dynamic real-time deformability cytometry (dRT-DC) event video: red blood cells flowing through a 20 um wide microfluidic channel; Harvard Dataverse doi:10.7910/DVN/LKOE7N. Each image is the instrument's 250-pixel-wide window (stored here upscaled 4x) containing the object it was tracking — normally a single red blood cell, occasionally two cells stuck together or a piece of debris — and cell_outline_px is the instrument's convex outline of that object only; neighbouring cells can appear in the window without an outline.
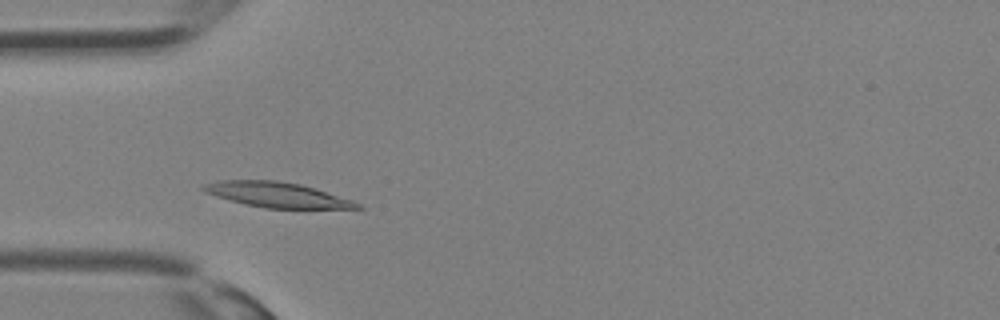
{"species": "Egyptian fruit bat (a non-hibernating species)", "species_latin": "Rousettus aegyptiacus", "temperature_condition": "room temperature", "stored_images_in_passage": 29, "camera_frame_rate_fps": 3000, "um_per_image_px": 0.085, "animal": {"sex": "female"}, "frame": {"image": 1, "passage_image": 6, "time_ms": 1.667, "image_size_px": [1000, 320], "cell_outline_px": [[364, 208], [264, 208], [244, 204], [216, 196], [204, 192], [200, 188], [204, 184], [220, 180], [276, 180], [300, 184], [316, 188], [352, 200], [360, 204]], "centroid_in_image_um": [23.52, 16.55], "position_along_channel_um": 61.5, "area_um2": 22.43}}
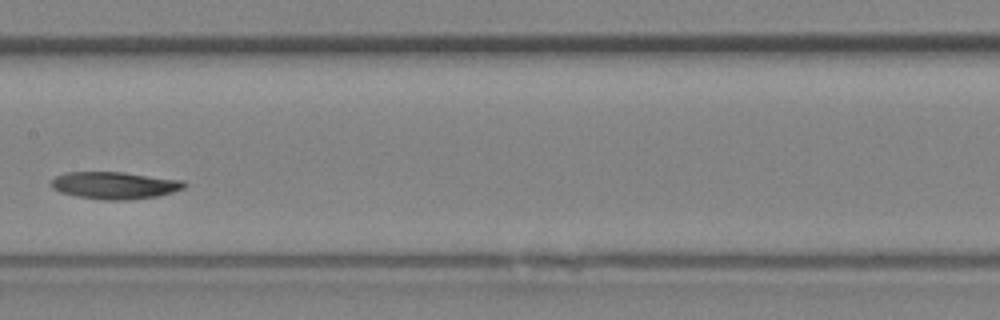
{"frame": {"image": 2, "passage_image": 13, "time_ms": 4.0, "image_size_px": [1000, 320], "cell_outline_px": [[188, 184], [184, 188], [172, 192], [156, 196], [128, 200], [100, 200], [76, 196], [60, 192], [52, 188], [48, 184], [56, 176], [64, 172], [124, 172], [184, 180]], "centroid_in_image_um": [9.73, 15.75], "position_along_channel_um": 197.7, "area_um2": 21.33}}
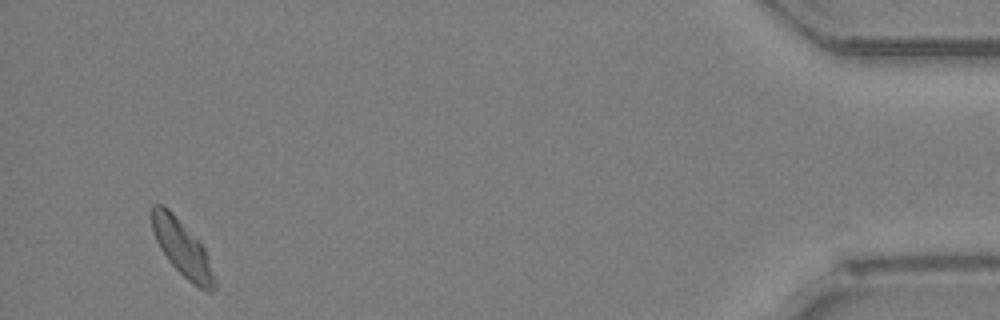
{"frame": {"image": 3, "passage_image": 28, "time_ms": 9.0, "image_size_px": [1000, 320], "cell_outline_px": [[216, 288], [212, 292], [208, 292], [192, 284], [168, 260], [160, 248], [156, 240], [152, 228], [152, 204], [164, 204], [200, 240], [204, 248], [216, 280]], "centroid_in_image_um": [15.5, 21.1], "position_along_channel_um": 419.7, "area_um2": 20.4}}